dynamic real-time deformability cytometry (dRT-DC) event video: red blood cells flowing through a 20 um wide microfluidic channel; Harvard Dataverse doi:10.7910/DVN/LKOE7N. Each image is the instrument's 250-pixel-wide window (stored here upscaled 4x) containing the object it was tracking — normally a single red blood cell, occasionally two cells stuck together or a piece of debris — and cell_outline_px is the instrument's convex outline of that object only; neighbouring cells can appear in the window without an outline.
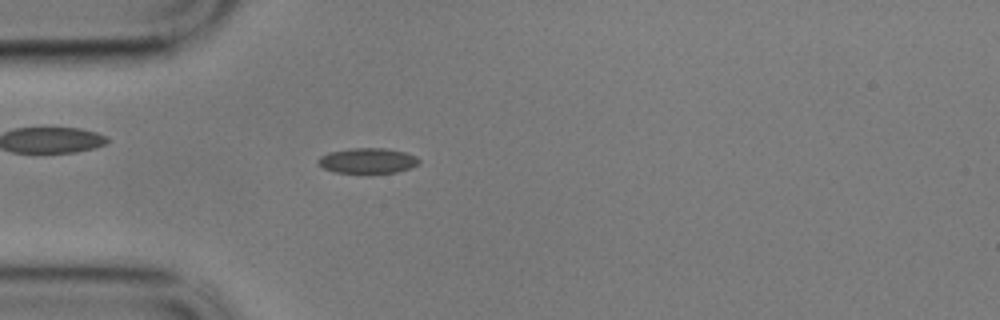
{"species": "common noctule bat (a hibernating species)", "species_latin": "Nyctalus noctula", "temperature_condition": "cold", "stored_images_in_passage": 58, "camera_frame_rate_fps": 3000, "um_per_image_px": 0.085, "animal": {"sex": "male", "body_mass_g": 17.9}, "frame": {"image": 1, "passage_image": 16, "time_ms": 5.0, "image_size_px": [1000, 320], "cell_outline_px": [[420, 164], [412, 168], [396, 172], [336, 172], [324, 168], [316, 160], [320, 156], [328, 152], [352, 148], [384, 148], [404, 152], [416, 156], [420, 160]], "centroid_in_image_um": [31.28, 13.64], "position_along_channel_um": 53.7, "area_um2": 14.74}}
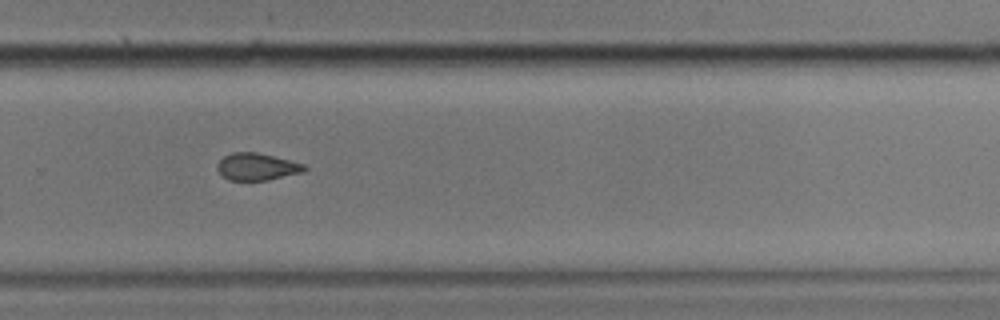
{"frame": {"image": 2, "passage_image": 39, "time_ms": 12.667, "image_size_px": [1000, 320], "cell_outline_px": [[308, 168], [304, 172], [268, 180], [228, 180], [220, 176], [216, 168], [216, 164], [224, 156], [232, 152], [256, 152], [304, 164]], "centroid_in_image_um": [21.8, 14.18], "position_along_channel_um": 308.0, "area_um2": 13.87}}
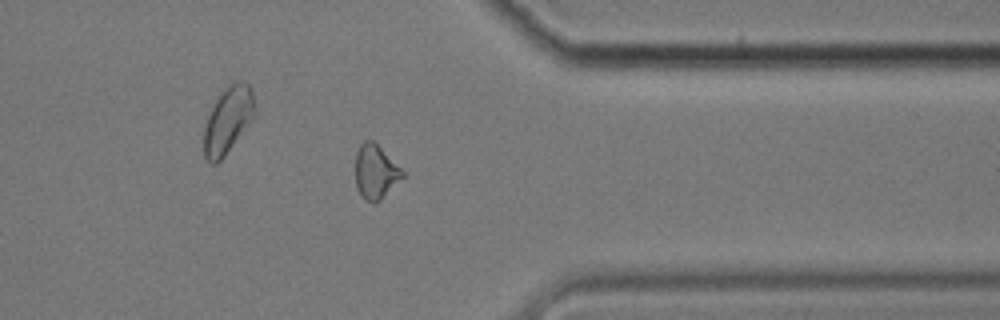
{"frame": {"image": 3, "passage_image": 46, "time_ms": 15.0, "image_size_px": [1000, 320], "cell_outline_px": [[408, 172], [380, 200], [364, 200], [360, 196], [356, 188], [356, 152], [360, 144], [364, 140], [372, 140]], "centroid_in_image_um": [31.95, 14.57], "position_along_channel_um": 379.5, "area_um2": 14.97}, "authors_computed_cell_mechanics": {"area_um2": 14.7101, "velocity_mm_per_s": 3.3982, "shape_relaxation_time_tau1_ms": null, "shape_relaxation_time_tau2_ms": 3.5817, "deformation_change_tau1": null, "deformation_change_tau2": 0.0933}}